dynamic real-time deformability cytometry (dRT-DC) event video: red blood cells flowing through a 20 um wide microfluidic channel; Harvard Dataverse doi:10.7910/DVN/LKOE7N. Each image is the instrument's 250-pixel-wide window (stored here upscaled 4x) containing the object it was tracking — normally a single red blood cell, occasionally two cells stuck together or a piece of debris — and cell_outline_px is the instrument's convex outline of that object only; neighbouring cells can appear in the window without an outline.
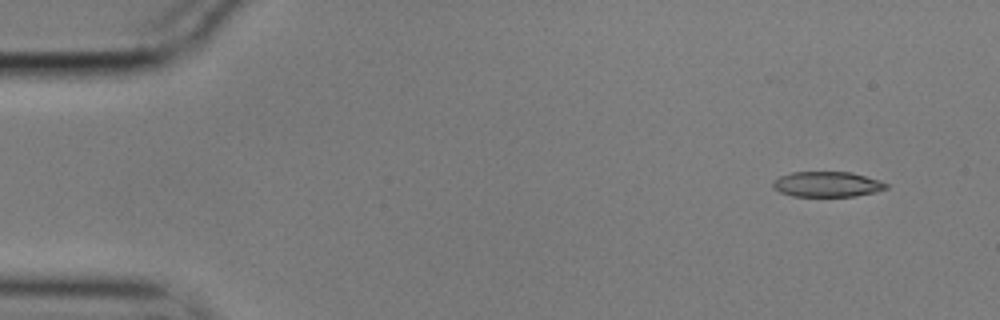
{"species": "common noctule bat (a hibernating species)", "species_latin": "Nyctalus noctula", "temperature_condition": "cold", "stored_images_in_passage": 53, "camera_frame_rate_fps": 3000, "um_per_image_px": 0.085, "animal": {"sex": "male", "body_mass_g": 17.9}, "frame": {"image": 1, "passage_image": 1, "time_ms": 0.0, "image_size_px": [1000, 320], "cell_outline_px": [[888, 188], [876, 192], [856, 196], [792, 196], [780, 192], [772, 188], [772, 180], [780, 176], [792, 172], [848, 172], [880, 180], [888, 184]], "centroid_in_image_um": [70.28, 15.67], "position_along_channel_um": 14.7, "area_um2": 16.76}}
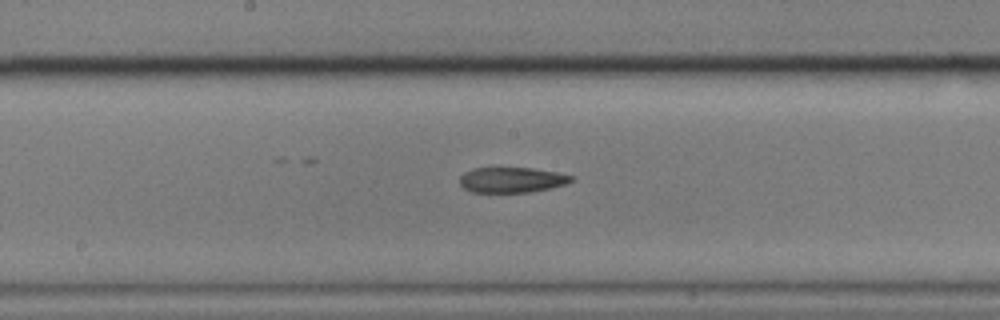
{"frame": {"image": 2, "passage_image": 26, "time_ms": 8.333, "image_size_px": [1000, 320], "cell_outline_px": [[576, 176], [572, 180], [564, 184], [552, 188], [528, 192], [472, 192], [464, 188], [460, 184], [460, 176], [464, 172], [472, 168], [532, 168], [556, 172]], "centroid_in_image_um": [43.5, 15.28], "position_along_channel_um": 204.7, "area_um2": 16.47}}
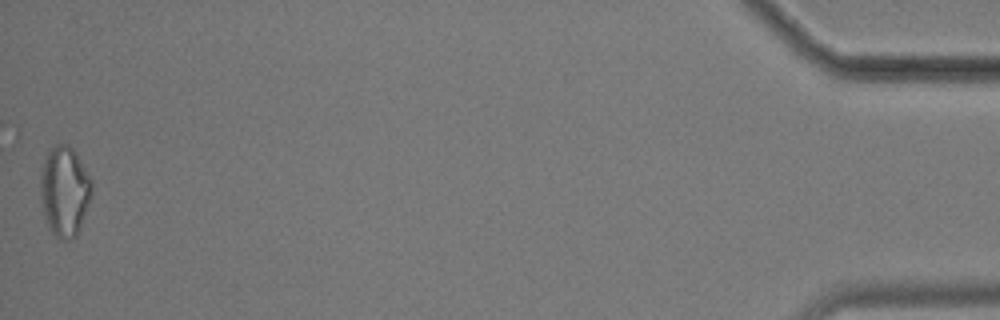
{"frame": {"image": 3, "passage_image": 53, "time_ms": 17.333, "image_size_px": [1000, 320], "cell_outline_px": [[92, 196], [80, 228], [76, 236], [68, 240], [60, 240], [48, 228], [44, 216], [40, 192], [40, 176], [44, 160], [48, 152], [56, 144], [68, 144], [76, 152], [92, 180]], "centroid_in_image_um": [5.5, 16.27], "position_along_channel_um": 429.7, "area_um2": 27.17}, "authors_computed_cell_mechanics": {"area_um2": 18.3226, "velocity_mm_per_s": 3.5279, "shape_relaxation_time_tau1_ms": 5.9873, "shape_relaxation_time_tau2_ms": 4.0264, "deformation_change_tau1": 0.1651, "deformation_change_tau2": 0.1195}}